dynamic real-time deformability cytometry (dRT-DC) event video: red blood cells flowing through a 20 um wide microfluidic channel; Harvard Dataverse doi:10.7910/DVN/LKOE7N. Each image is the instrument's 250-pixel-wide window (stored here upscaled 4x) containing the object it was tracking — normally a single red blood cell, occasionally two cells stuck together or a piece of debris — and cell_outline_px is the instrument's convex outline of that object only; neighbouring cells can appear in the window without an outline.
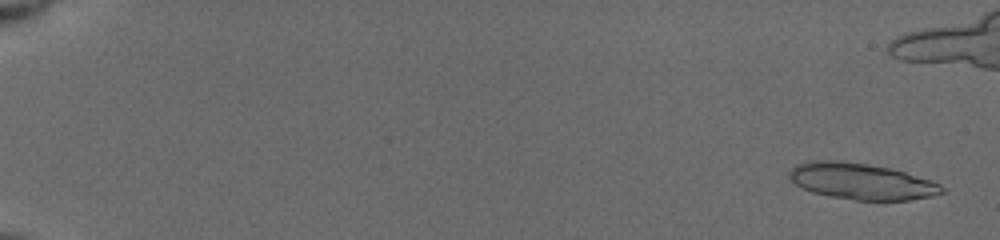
{"species": "common noctule bat (a hibernating species)", "species_latin": "Nyctalus noctula", "temperature_condition": "cold", "stored_images_in_passage": 27, "segment_of_instrument_passage": [1, 2], "camera_frame_rate_fps": 3000, "um_per_image_px": 0.085, "animal": {"sex": "female", "body_mass_g": 19.5, "forearm_length_mm": 54.1}, "frame": {"image": 1, "passage_image": 1, "time_ms": 0.0, "image_size_px": [1000, 240], "cell_outline_px": [[944, 192], [932, 196], [908, 200], [856, 200], [832, 196], [812, 192], [796, 184], [788, 176], [788, 172], [796, 164], [812, 160], [836, 160], [868, 164], [892, 168], [932, 180], [940, 184], [944, 188]], "centroid_in_image_um": [73.23, 15.4], "position_along_channel_um": 11.8, "area_um2": 32.19}}